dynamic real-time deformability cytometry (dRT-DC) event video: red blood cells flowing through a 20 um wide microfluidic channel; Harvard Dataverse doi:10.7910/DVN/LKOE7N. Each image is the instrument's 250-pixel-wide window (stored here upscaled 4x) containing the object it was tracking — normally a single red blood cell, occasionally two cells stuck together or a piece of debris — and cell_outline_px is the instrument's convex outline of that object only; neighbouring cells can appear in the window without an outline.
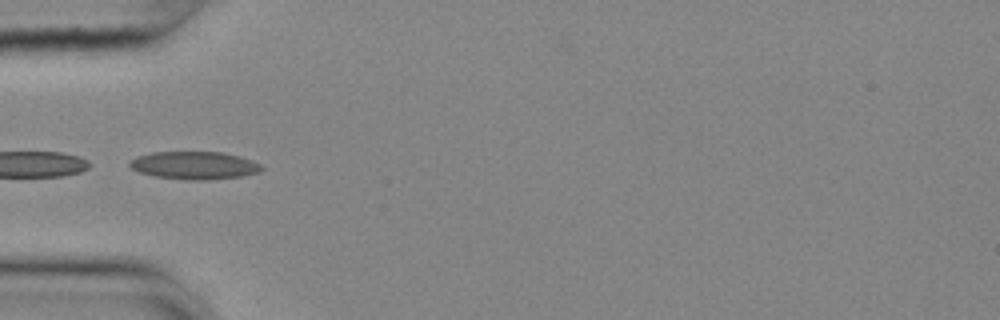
{"species": "common noctule bat (a hibernating species)", "species_latin": "Nyctalus noctula", "temperature_condition": "cold", "stored_images_in_passage": 3, "camera_frame_rate_fps": 3000, "um_per_image_px": 0.085, "animal": {"sex": "female", "body_mass_g": 25.1}, "frame": {"image": 1, "passage_image": 1, "time_ms": 0.0, "image_size_px": [1000, 320], "cell_outline_px": [[264, 168], [260, 172], [240, 176], [204, 180], [192, 180], [156, 176], [140, 172], [132, 168], [128, 164], [136, 156], [152, 152], [224, 152], [240, 156], [252, 160], [260, 164]], "centroid_in_image_um": [16.55, 14.04], "position_along_channel_um": 68.5, "area_um2": 21.21}}